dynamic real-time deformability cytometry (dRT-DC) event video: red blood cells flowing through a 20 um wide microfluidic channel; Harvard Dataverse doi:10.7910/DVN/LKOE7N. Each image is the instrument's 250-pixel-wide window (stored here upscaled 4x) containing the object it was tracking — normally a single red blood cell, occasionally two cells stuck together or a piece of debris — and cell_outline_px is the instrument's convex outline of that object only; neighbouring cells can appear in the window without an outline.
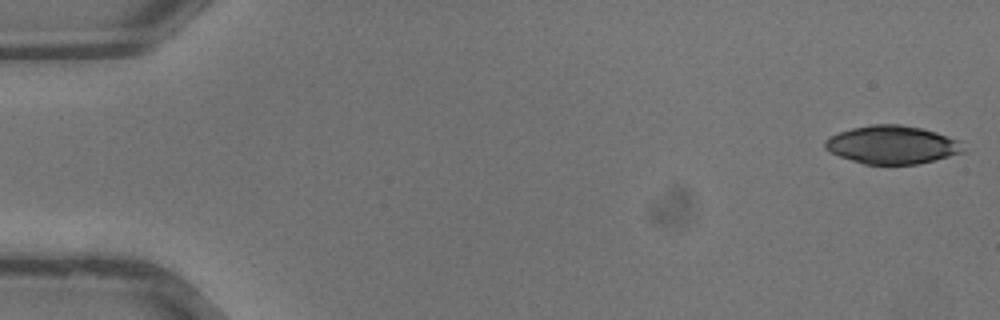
{"species": "common noctule bat (a hibernating species)", "species_latin": "Nyctalus noctula", "temperature_condition": "warm", "stored_images_in_passage": 8, "camera_frame_rate_fps": 3000, "um_per_image_px": 0.085, "animal": {"sex": "male", "body_mass_g": 13.3}, "frame": {"image": 1, "passage_image": 1, "time_ms": 0.0, "image_size_px": [1000, 320], "cell_outline_px": [[964, 152], [916, 164], [864, 164], [840, 156], [824, 148], [824, 140], [840, 132], [852, 128], [872, 124], [900, 124], [924, 128], [960, 140], [964, 148]], "centroid_in_image_um": [75.85, 12.29], "position_along_channel_um": 9.2, "area_um2": 30.58}}